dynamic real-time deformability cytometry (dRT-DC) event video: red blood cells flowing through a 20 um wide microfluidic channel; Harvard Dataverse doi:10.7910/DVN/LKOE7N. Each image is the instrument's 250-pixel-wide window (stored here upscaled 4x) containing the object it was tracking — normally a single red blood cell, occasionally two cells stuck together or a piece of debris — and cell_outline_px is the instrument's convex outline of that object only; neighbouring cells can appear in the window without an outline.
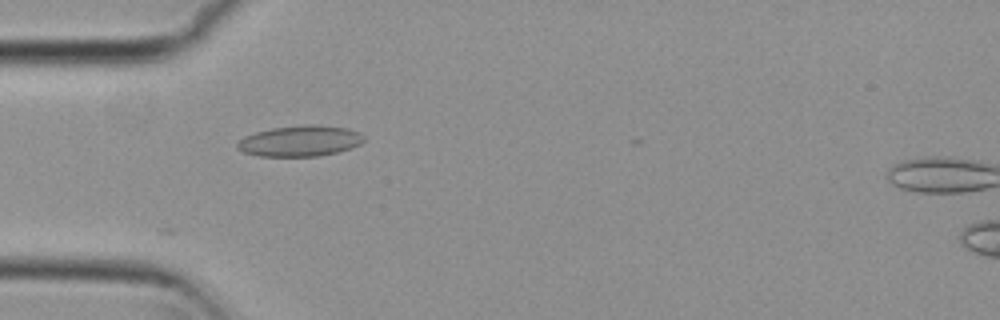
{"species": "common noctule bat (a hibernating species)", "species_latin": "Nyctalus noctula", "temperature_condition": "cold", "stored_images_in_passage": 6, "camera_frame_rate_fps": 3000, "um_per_image_px": 0.085, "animal": {"sex": "female", "body_mass_g": 29.2, "forearm_length_mm": 56.3}, "frame": {"image": 1, "passage_image": 5, "time_ms": 1.333, "image_size_px": [1000, 320], "cell_outline_px": [[364, 140], [360, 144], [352, 148], [320, 156], [260, 156], [244, 152], [236, 148], [236, 144], [244, 136], [256, 132], [272, 128], [304, 124], [312, 124], [348, 128], [360, 132], [364, 136]], "centroid_in_image_um": [25.52, 11.97], "position_along_channel_um": 59.5, "area_um2": 22.83}}